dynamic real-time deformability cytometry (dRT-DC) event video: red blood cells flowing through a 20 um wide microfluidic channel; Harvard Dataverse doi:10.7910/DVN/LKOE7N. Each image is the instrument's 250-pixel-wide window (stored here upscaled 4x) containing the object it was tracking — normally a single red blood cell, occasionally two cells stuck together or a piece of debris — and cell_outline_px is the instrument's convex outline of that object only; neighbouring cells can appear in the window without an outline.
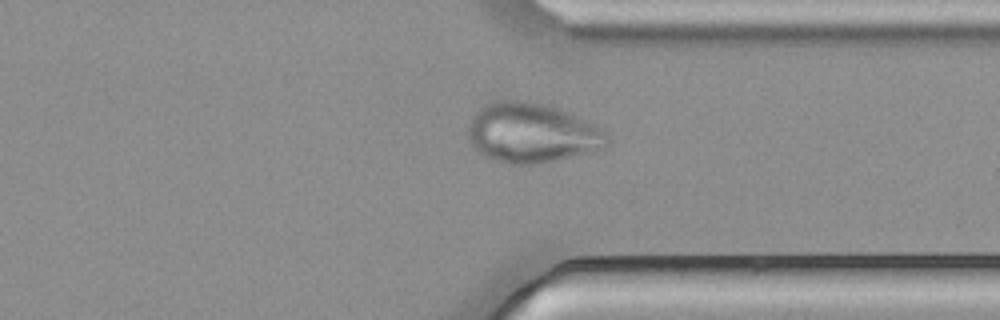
{"species": "common noctule bat (a hibernating species)", "species_latin": "Nyctalus noctula", "temperature_condition": "cold", "stored_images_in_passage": 53, "camera_frame_rate_fps": 3000, "um_per_image_px": 0.085, "animal": {"sex": "male", "body_mass_g": 21.5, "forearm_length_mm": 52.0}, "frame": {"image": 1, "passage_image": 41, "time_ms": 13.333, "image_size_px": [1000, 320], "cell_outline_px": [[608, 144], [604, 148], [592, 152], [556, 160], [536, 164], [508, 164], [484, 156], [472, 144], [468, 136], [468, 128], [472, 116], [480, 108], [496, 100], [524, 100], [548, 104], [580, 116], [604, 132], [608, 136]], "centroid_in_image_um": [45.21, 11.29], "position_along_channel_um": 366.2, "area_um2": 48.44}}